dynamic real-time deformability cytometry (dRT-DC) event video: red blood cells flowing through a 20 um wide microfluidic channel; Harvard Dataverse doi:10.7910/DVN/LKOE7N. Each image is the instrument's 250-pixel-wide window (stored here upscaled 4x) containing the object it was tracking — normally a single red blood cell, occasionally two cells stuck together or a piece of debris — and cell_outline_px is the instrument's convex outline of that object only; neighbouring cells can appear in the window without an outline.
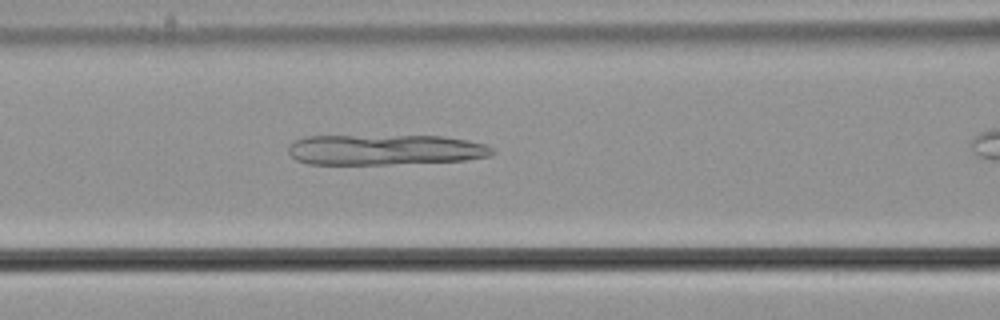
{"species": "common noctule bat (a hibernating species)", "species_latin": "Nyctalus noctula", "temperature_condition": "cold", "stored_images_in_passage": 40, "camera_frame_rate_fps": 3000, "um_per_image_px": 0.085, "animal": {"sex": "male", "body_mass_g": 21.5, "forearm_length_mm": 52.0}, "frame": {"image": 1, "passage_image": 18, "time_ms": 5.667, "image_size_px": [1000, 320], "cell_outline_px": [[496, 152], [492, 156], [464, 160], [388, 164], [308, 164], [296, 160], [288, 152], [288, 144], [292, 140], [304, 136], [444, 136], [468, 140], [488, 144]], "centroid_in_image_um": [32.72, 12.72], "position_along_channel_um": 133.9, "area_um2": 36.59}}
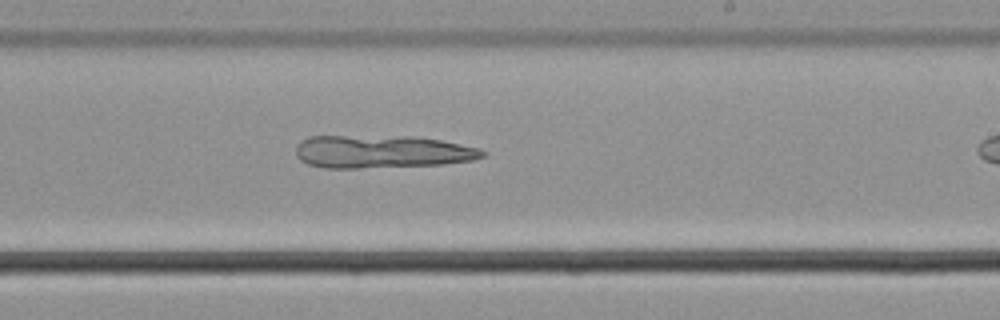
{"frame": {"image": 2, "passage_image": 28, "time_ms": 9.0, "image_size_px": [1000, 320], "cell_outline_px": [[488, 152], [484, 156], [472, 160], [444, 164], [356, 168], [324, 168], [308, 164], [300, 160], [296, 156], [296, 148], [300, 140], [308, 136], [412, 136], [440, 140], [480, 148]], "centroid_in_image_um": [32.44, 12.89], "position_along_channel_um": 256.6, "area_um2": 35.89}}
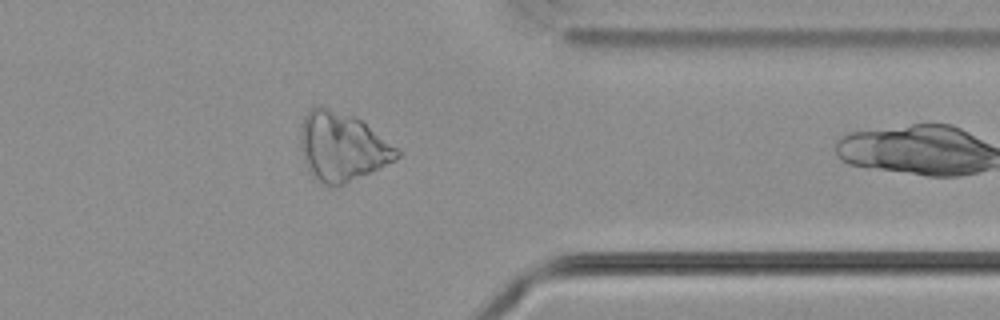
{"frame": {"image": 3, "passage_image": 39, "time_ms": 12.667, "image_size_px": [1000, 320], "cell_outline_px": [[400, 156], [396, 160], [372, 172], [336, 188], [328, 188], [316, 180], [312, 176], [304, 164], [300, 144], [300, 132], [304, 116], [308, 108], [312, 104], [320, 104], [356, 116], [400, 148]], "centroid_in_image_um": [29.07, 12.46], "position_along_channel_um": 382.3, "area_um2": 39.94}}